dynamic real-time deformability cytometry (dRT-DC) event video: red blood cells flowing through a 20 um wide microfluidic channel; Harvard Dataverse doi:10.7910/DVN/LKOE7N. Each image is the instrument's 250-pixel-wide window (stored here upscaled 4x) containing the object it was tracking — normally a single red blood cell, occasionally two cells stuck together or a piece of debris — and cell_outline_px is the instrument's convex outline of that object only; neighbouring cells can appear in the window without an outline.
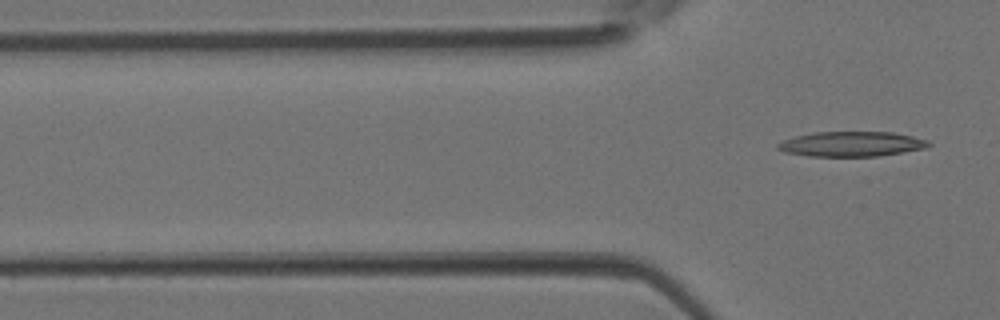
{"species": "Egyptian fruit bat (a non-hibernating species)", "species_latin": "Rousettus aegyptiacus", "temperature_condition": "room temperature", "stored_images_in_passage": 5, "camera_frame_rate_fps": 3000, "um_per_image_px": 0.085, "animal": {"sex": "female"}, "frame": {"image": 1, "passage_image": 5, "time_ms": 1.333, "image_size_px": [1000, 320], "cell_outline_px": [[932, 144], [928, 148], [876, 156], [808, 156], [784, 152], [776, 148], [776, 144], [784, 140], [796, 136], [812, 132], [892, 132], [912, 136], [928, 140]], "centroid_in_image_um": [72.38, 12.24], "position_along_channel_um": 53.4, "area_um2": 21.96}}